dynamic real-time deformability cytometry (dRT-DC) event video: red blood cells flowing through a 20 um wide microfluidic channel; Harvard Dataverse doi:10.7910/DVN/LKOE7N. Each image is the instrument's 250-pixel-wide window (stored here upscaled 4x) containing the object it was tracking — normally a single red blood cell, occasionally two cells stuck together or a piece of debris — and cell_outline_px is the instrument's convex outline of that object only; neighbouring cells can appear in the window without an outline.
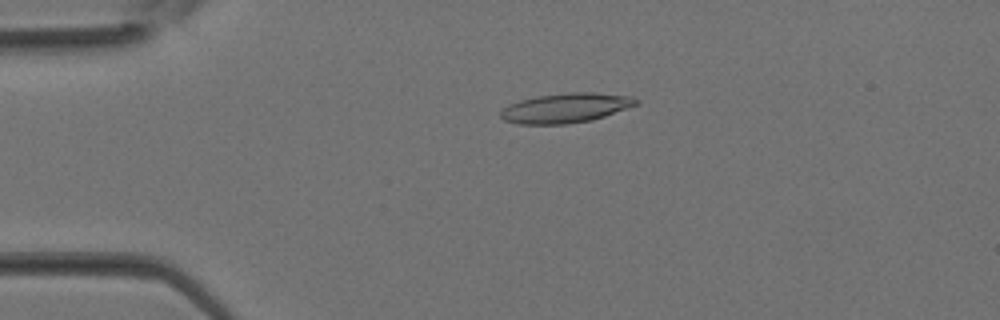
{"species": "Egyptian fruit bat (a non-hibernating species)", "species_latin": "Rousettus aegyptiacus", "temperature_condition": "room temperature", "stored_images_in_passage": 33, "camera_frame_rate_fps": 3000, "um_per_image_px": 0.085, "animal": {"sex": "female"}, "frame": {"image": 1, "passage_image": 6, "time_ms": 1.667, "image_size_px": [1000, 320], "cell_outline_px": [[640, 100], [636, 104], [604, 116], [592, 120], [564, 124], [520, 124], [504, 120], [500, 116], [500, 112], [508, 104], [520, 100], [536, 96], [572, 92], [592, 92], [632, 96]], "centroid_in_image_um": [48.06, 9.17], "position_along_channel_um": 36.9, "area_um2": 23.24}}
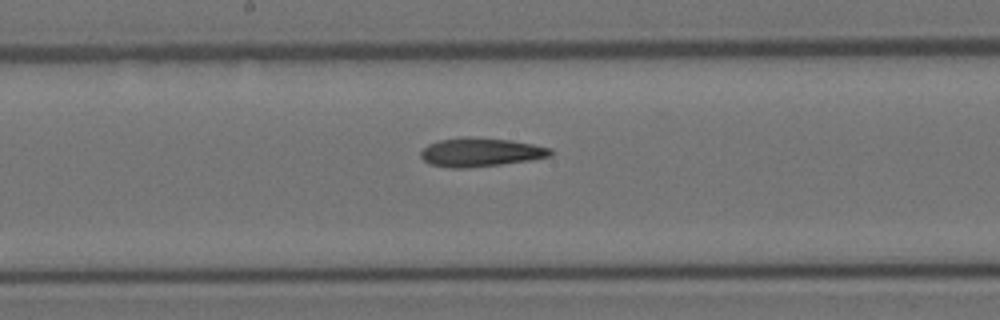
{"frame": {"image": 2, "passage_image": 17, "time_ms": 5.333, "image_size_px": [1000, 320], "cell_outline_px": [[552, 156], [532, 160], [468, 168], [448, 168], [428, 164], [420, 156], [420, 152], [428, 144], [440, 140], [464, 136], [468, 136], [508, 140], [532, 144], [552, 148]], "centroid_in_image_um": [40.83, 12.94], "position_along_channel_um": 207.4, "area_um2": 21.85}}
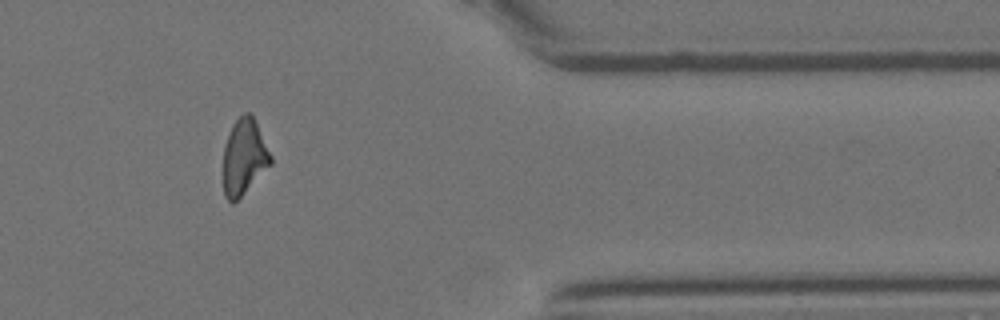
{"frame": {"image": 3, "passage_image": 28, "time_ms": 9.0, "image_size_px": [1000, 320], "cell_outline_px": [[272, 164], [232, 204], [224, 196], [224, 144], [228, 132], [232, 124], [244, 112], [252, 112], [272, 156]], "centroid_in_image_um": [20.75, 13.29], "position_along_channel_um": 390.6, "area_um2": 20.98}}